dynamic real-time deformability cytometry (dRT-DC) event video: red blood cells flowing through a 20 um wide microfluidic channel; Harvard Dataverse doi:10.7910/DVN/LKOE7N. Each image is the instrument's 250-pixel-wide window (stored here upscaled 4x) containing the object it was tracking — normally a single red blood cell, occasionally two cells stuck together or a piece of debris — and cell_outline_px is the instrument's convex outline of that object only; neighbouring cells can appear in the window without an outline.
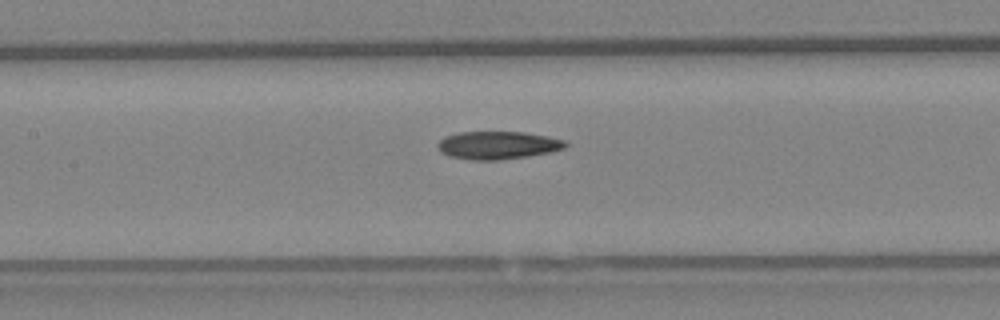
{"species": "Egyptian fruit bat (a non-hibernating species)", "species_latin": "Rousettus aegyptiacus", "temperature_condition": "warm", "stored_images_in_passage": 26, "camera_frame_rate_fps": 3000, "um_per_image_px": 0.085, "animal": {"sex": "female"}, "frame": {"image": 1, "passage_image": 12, "time_ms": 3.667, "image_size_px": [1000, 320], "cell_outline_px": [[568, 144], [564, 148], [552, 152], [528, 156], [500, 160], [472, 160], [448, 156], [440, 152], [436, 144], [444, 136], [460, 132], [524, 132], [548, 136], [564, 140]], "centroid_in_image_um": [42.29, 12.35], "position_along_channel_um": 165.1, "area_um2": 20.92}}